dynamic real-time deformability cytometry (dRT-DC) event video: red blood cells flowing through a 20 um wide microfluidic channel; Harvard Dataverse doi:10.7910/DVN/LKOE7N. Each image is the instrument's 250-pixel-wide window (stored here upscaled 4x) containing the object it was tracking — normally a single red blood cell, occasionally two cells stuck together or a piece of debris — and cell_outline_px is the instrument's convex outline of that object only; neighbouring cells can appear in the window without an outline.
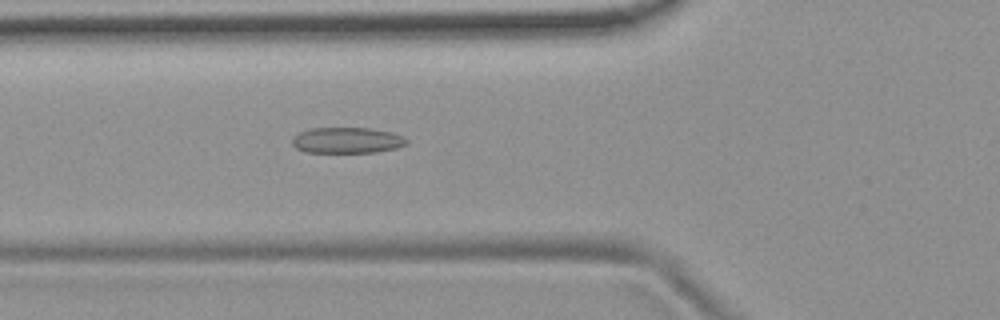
{"species": "common noctule bat (a hibernating species)", "species_latin": "Nyctalus noctula", "temperature_condition": "room temperature", "stored_images_in_passage": 38, "camera_frame_rate_fps": 3000, "um_per_image_px": 0.085, "animal": {"sex": "female", "body_mass_g": 19.9}, "frame": {"image": 1, "passage_image": 4, "time_ms": 1.0, "image_size_px": [1000, 320], "cell_outline_px": [[408, 144], [396, 148], [376, 152], [304, 152], [296, 148], [292, 144], [292, 136], [300, 132], [312, 128], [372, 128], [392, 132], [408, 140]], "centroid_in_image_um": [29.48, 11.92], "position_along_channel_um": 96.3, "area_um2": 17.28}}
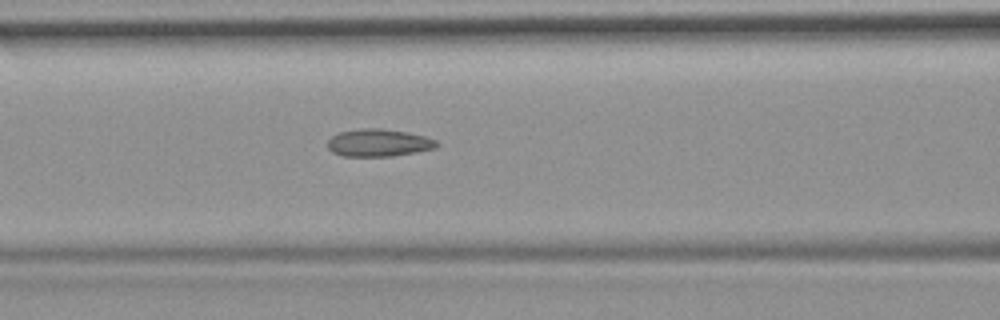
{"frame": {"image": 2, "passage_image": 7, "time_ms": 2.0, "image_size_px": [1000, 320], "cell_outline_px": [[440, 144], [436, 148], [416, 152], [392, 156], [344, 156], [332, 152], [328, 148], [328, 140], [332, 136], [340, 132], [360, 128], [380, 128], [408, 132], [424, 136], [436, 140]], "centroid_in_image_um": [32.2, 12.13], "position_along_channel_um": 134.4, "area_um2": 17.51}}
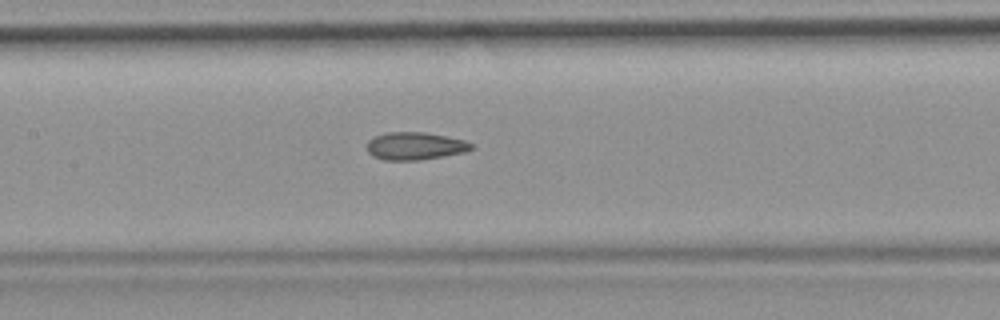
{"frame": {"image": 3, "passage_image": 10, "time_ms": 3.0, "image_size_px": [1000, 320], "cell_outline_px": [[472, 148], [464, 152], [444, 156], [420, 160], [384, 160], [372, 156], [368, 152], [368, 140], [372, 136], [384, 132], [424, 132], [464, 140], [472, 144]], "centroid_in_image_um": [35.22, 12.41], "position_along_channel_um": 172.2, "area_um2": 16.82}, "authors_computed_cell_mechanics": {"area_um2": 16.8776, "velocity_mm_per_s": 3.7782, "shape_relaxation_time_tau1_ms": null, "shape_relaxation_time_tau2_ms": 1.9755, "deformation_change_tau1": null, "deformation_change_tau2": 0.0881}}